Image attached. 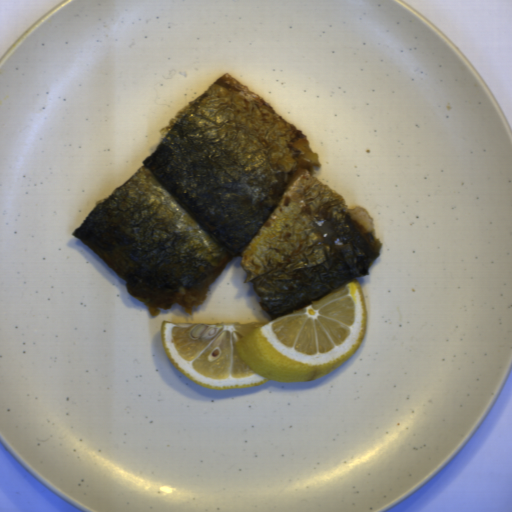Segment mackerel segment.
<instances>
[{
	"label": "mackerel segment",
	"instance_id": "obj_1",
	"mask_svg": "<svg viewBox=\"0 0 512 512\" xmlns=\"http://www.w3.org/2000/svg\"><path fill=\"white\" fill-rule=\"evenodd\" d=\"M308 137L229 72L160 130L142 166L74 229L152 316L193 315L236 256L268 318L370 275L364 207L313 175Z\"/></svg>",
	"mask_w": 512,
	"mask_h": 512
}]
</instances>
